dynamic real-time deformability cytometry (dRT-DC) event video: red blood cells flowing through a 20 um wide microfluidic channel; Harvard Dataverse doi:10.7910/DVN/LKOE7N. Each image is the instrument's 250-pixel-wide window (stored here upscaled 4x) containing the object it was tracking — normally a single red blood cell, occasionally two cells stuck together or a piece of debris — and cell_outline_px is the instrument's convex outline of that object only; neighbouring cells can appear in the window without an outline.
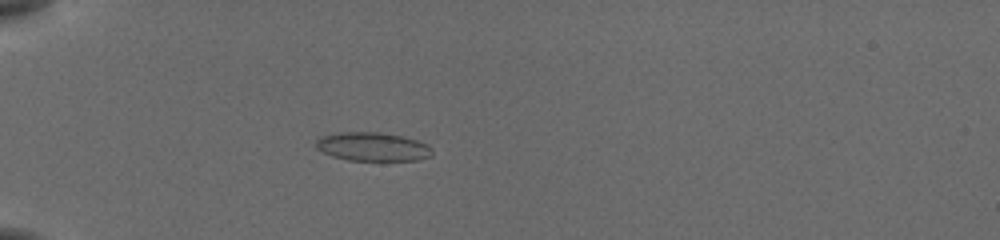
{"species": "common noctule bat (a hibernating species)", "species_latin": "Nyctalus noctula", "temperature_condition": "cold", "stored_images_in_passage": 41, "camera_frame_rate_fps": 3000, "um_per_image_px": 0.085, "animal": {"sex": "female", "body_mass_g": 19.5, "forearm_length_mm": 54.1}, "frame": {"image": 1, "passage_image": 4, "time_ms": 1.0, "image_size_px": [1000, 240], "cell_outline_px": [[432, 156], [416, 160], [348, 160], [332, 156], [316, 148], [316, 140], [320, 136], [340, 132], [380, 132], [404, 136], [428, 144], [432, 148]], "centroid_in_image_um": [31.68, 12.46], "position_along_channel_um": 53.3, "area_um2": 19.48}}
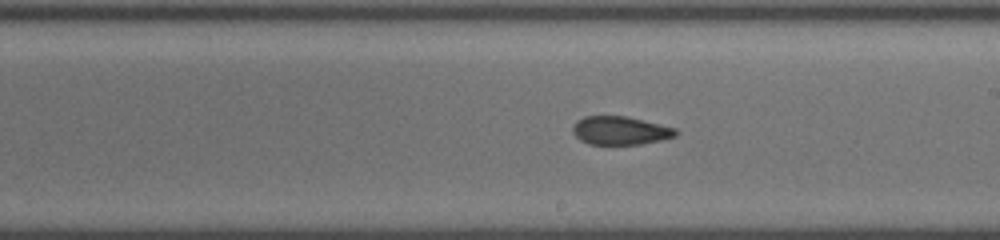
{"frame": {"image": 2, "passage_image": 20, "time_ms": 6.333, "image_size_px": [1000, 240], "cell_outline_px": [[676, 136], [660, 140], [640, 144], [588, 144], [580, 140], [572, 132], [572, 128], [580, 120], [588, 116], [624, 116], [676, 128]], "centroid_in_image_um": [52.72, 11.11], "position_along_channel_um": 236.3, "area_um2": 16.65}}
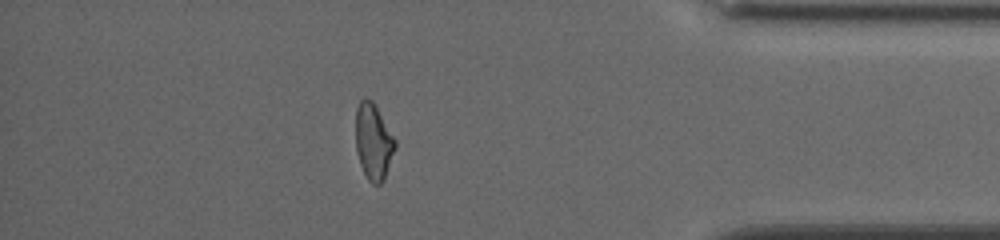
{"frame": {"image": 3, "passage_image": 35, "time_ms": 11.333, "image_size_px": [1000, 240], "cell_outline_px": [[396, 148], [384, 180], [380, 184], [372, 184], [368, 180], [360, 164], [356, 152], [356, 108], [360, 100], [372, 100], [396, 140]], "centroid_in_image_um": [31.75, 12.08], "position_along_channel_um": 403.5, "area_um2": 17.4}, "authors_computed_cell_mechanics": {"area_um2": 17.2822, "velocity_mm_per_s": 3.8686, "shape_relaxation_time_tau1_ms": null, "shape_relaxation_time_tau2_ms": 1.7042, "deformation_change_tau1": null, "deformation_change_tau2": 0.0828}}